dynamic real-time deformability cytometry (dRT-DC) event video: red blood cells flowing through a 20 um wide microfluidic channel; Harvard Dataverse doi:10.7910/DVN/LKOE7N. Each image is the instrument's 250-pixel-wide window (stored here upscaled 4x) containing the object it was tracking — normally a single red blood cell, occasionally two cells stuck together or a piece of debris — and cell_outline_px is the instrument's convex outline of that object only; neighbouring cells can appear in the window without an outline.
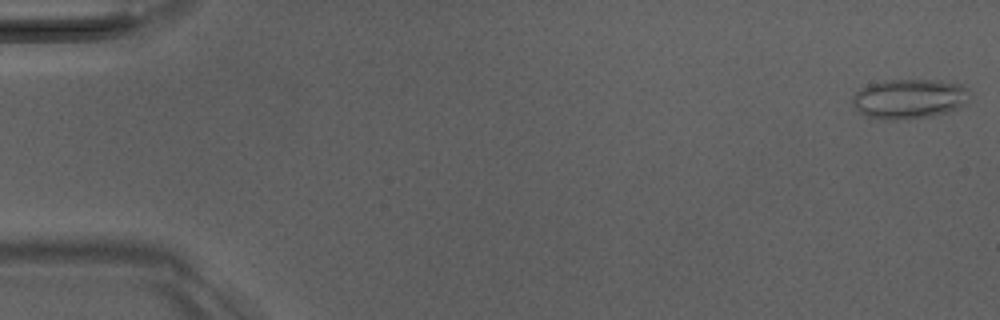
{"species": "Egyptian fruit bat (a non-hibernating species)", "species_latin": "Rousettus aegyptiacus", "temperature_condition": "room temperature", "stored_images_in_passage": 52, "segment_of_instrument_passage": [1, 2], "camera_frame_rate_fps": 3000, "um_per_image_px": 0.085, "animal": {"sex": "male"}, "frame": {"image": 1, "passage_image": 1, "time_ms": 0.0, "image_size_px": [1000, 320], "cell_outline_px": [[968, 88], [964, 104], [948, 112], [932, 116], [896, 120], [888, 120], [868, 116], [860, 112], [852, 104], [852, 96], [860, 88], [868, 84], [888, 80], [932, 80], [960, 84]], "centroid_in_image_um": [77.23, 8.4], "position_along_channel_um": 7.8, "area_um2": 26.82}}
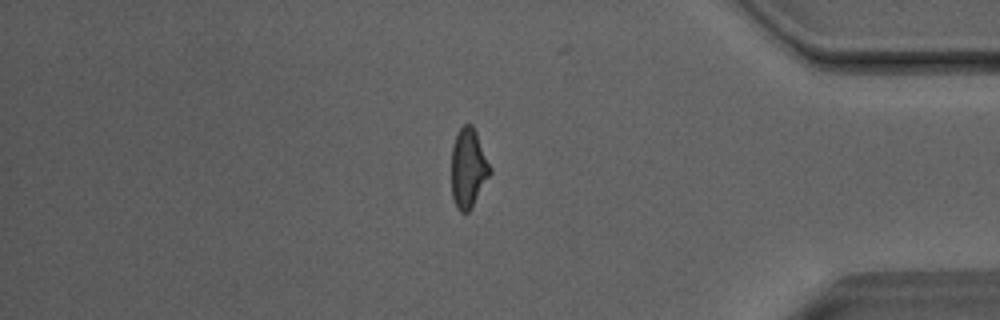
{"frame": {"image": 2, "passage_image": 43, "time_ms": 14.0, "image_size_px": [1000, 320], "cell_outline_px": [[492, 172], [468, 212], [460, 212], [456, 208], [452, 196], [452, 144], [456, 132], [464, 124], [472, 124], [476, 132], [492, 168]], "centroid_in_image_um": [39.8, 14.26], "position_along_channel_um": 395.4, "area_um2": 17.86}}
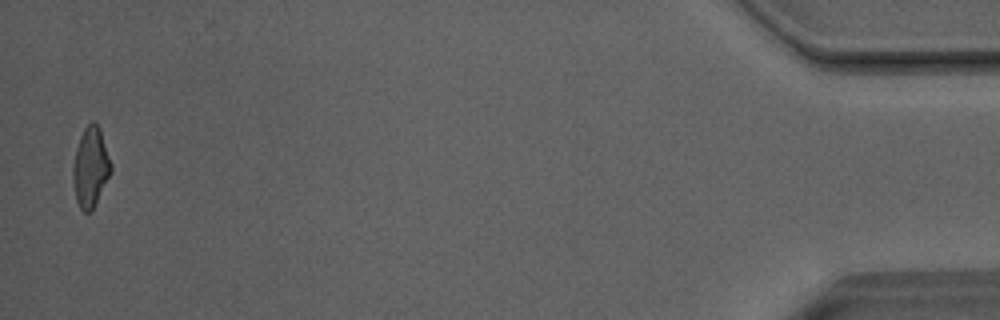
{"frame": {"image": 3, "passage_image": 50, "time_ms": 16.333, "image_size_px": [1000, 320], "cell_outline_px": [[112, 172], [92, 212], [84, 212], [80, 208], [76, 200], [72, 176], [72, 168], [76, 148], [80, 136], [84, 128], [92, 120], [100, 128], [112, 164]], "centroid_in_image_um": [7.71, 14.23], "position_along_channel_um": 427.5, "area_um2": 17.92}}